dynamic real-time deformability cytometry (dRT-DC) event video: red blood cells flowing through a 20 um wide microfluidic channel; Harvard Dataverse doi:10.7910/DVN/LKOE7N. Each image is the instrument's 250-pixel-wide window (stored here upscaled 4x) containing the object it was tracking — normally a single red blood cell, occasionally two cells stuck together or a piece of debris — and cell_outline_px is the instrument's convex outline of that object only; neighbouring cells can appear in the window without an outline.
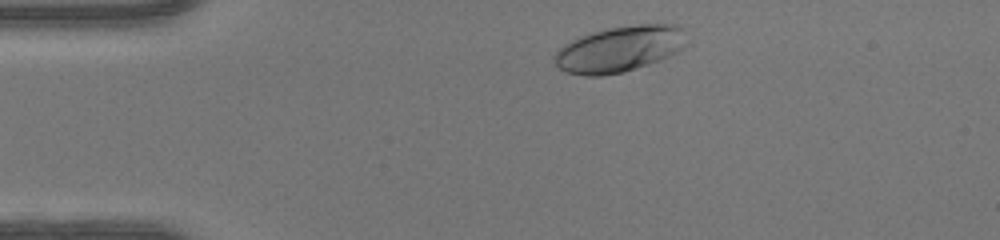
{"species": "human", "species_latin": "Homo sapiens", "temperature_condition": "warm", "stored_images_in_passage": 34, "camera_frame_rate_fps": 3000, "um_per_image_px": 0.085, "donor": {"sex": "female"}, "frame": {"image": 1, "passage_image": 2, "time_ms": 0.333, "image_size_px": [1000, 240], "cell_outline_px": [[688, 44], [684, 48], [660, 60], [624, 72], [600, 76], [584, 76], [564, 72], [552, 64], [552, 56], [564, 44], [580, 36], [592, 32], [608, 28], [636, 24], [676, 24], [680, 28]], "centroid_in_image_um": [52.61, 4.18], "position_along_channel_um": 32.4, "area_um2": 35.66}}
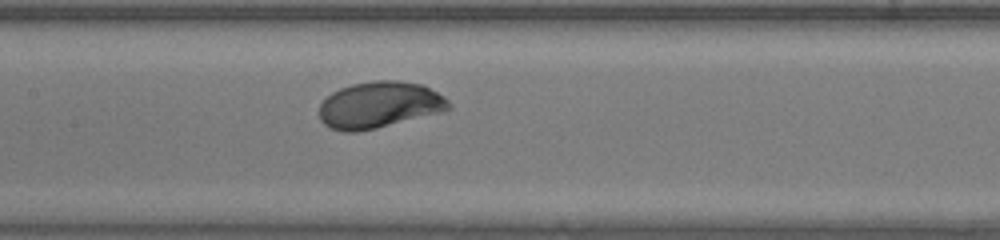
{"frame": {"image": 2, "passage_image": 16, "time_ms": 5.0, "image_size_px": [1000, 240], "cell_outline_px": [[452, 108], [440, 112], [376, 128], [356, 132], [344, 132], [328, 128], [320, 120], [320, 104], [332, 92], [340, 88], [352, 84], [376, 80], [396, 80], [424, 84], [444, 96], [452, 104]], "centroid_in_image_um": [32.25, 8.91], "position_along_channel_um": 175.2, "area_um2": 35.14}}
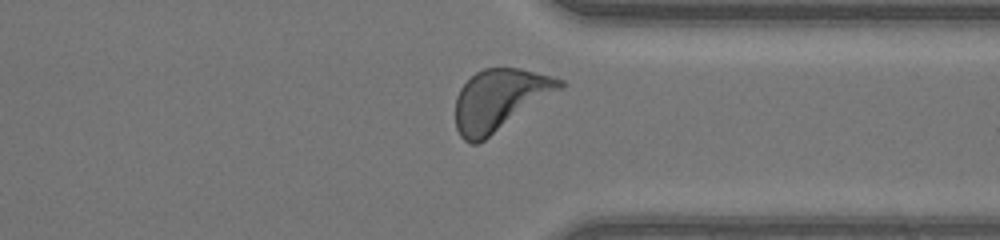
{"frame": {"image": 3, "passage_image": 30, "time_ms": 9.667, "image_size_px": [1000, 240], "cell_outline_px": [[564, 88], [484, 140], [476, 144], [472, 144], [464, 140], [460, 136], [456, 128], [456, 96], [460, 88], [476, 72], [484, 68], [520, 68], [552, 76], [564, 80]], "centroid_in_image_um": [42.49, 8.48], "position_along_channel_um": 368.9, "area_um2": 37.22}, "authors_computed_cell_mechanics": {"area_um2": 34.3332, "velocity_mm_per_s": 4.1819, "shape_relaxation_time_tau1_ms": 1.8665, "shape_relaxation_time_tau2_ms": null, "deformation_change_tau1": 0.1466, "deformation_change_tau2": null}}